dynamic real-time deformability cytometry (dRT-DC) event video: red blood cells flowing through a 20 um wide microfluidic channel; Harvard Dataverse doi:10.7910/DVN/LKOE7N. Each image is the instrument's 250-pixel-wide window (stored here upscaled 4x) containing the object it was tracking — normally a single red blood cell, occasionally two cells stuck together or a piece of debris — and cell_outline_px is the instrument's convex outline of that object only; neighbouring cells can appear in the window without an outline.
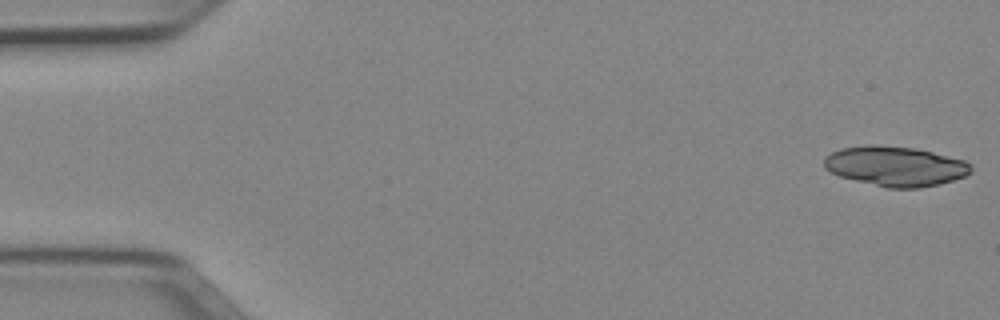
{"species": "Egyptian fruit bat (a non-hibernating species)", "species_latin": "Rousettus aegyptiacus", "temperature_condition": "cold", "stored_images_in_passage": 50, "segment_of_instrument_passage": [1, 2], "camera_frame_rate_fps": 3000, "um_per_image_px": 0.085, "animal": {"sex": "female"}, "frame": {"image": 1, "passage_image": 1, "time_ms": 0.0, "image_size_px": [1000, 320], "cell_outline_px": [[972, 172], [964, 176], [940, 184], [920, 188], [888, 188], [840, 176], [824, 168], [824, 156], [840, 148], [872, 144], [912, 148], [932, 152], [964, 160], [972, 164]], "centroid_in_image_um": [76.11, 14.12], "position_along_channel_um": 8.9, "area_um2": 33.99}}